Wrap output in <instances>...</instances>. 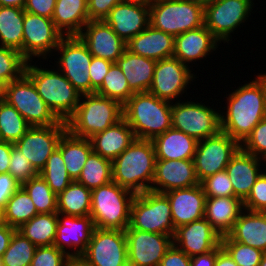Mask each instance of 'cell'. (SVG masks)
Instances as JSON below:
<instances>
[{
  "label": "cell",
  "mask_w": 266,
  "mask_h": 266,
  "mask_svg": "<svg viewBox=\"0 0 266 266\" xmlns=\"http://www.w3.org/2000/svg\"><path fill=\"white\" fill-rule=\"evenodd\" d=\"M76 181L90 190L110 183L113 181L112 162L92 151Z\"/></svg>",
  "instance_id": "38"
},
{
  "label": "cell",
  "mask_w": 266,
  "mask_h": 266,
  "mask_svg": "<svg viewBox=\"0 0 266 266\" xmlns=\"http://www.w3.org/2000/svg\"><path fill=\"white\" fill-rule=\"evenodd\" d=\"M52 20L64 36L78 35L89 22L88 0H57Z\"/></svg>",
  "instance_id": "33"
},
{
  "label": "cell",
  "mask_w": 266,
  "mask_h": 266,
  "mask_svg": "<svg viewBox=\"0 0 266 266\" xmlns=\"http://www.w3.org/2000/svg\"><path fill=\"white\" fill-rule=\"evenodd\" d=\"M126 229L173 236L175 227L167 196L151 190L136 194L131 205L130 224Z\"/></svg>",
  "instance_id": "8"
},
{
  "label": "cell",
  "mask_w": 266,
  "mask_h": 266,
  "mask_svg": "<svg viewBox=\"0 0 266 266\" xmlns=\"http://www.w3.org/2000/svg\"><path fill=\"white\" fill-rule=\"evenodd\" d=\"M192 72L189 66L174 57L159 60L156 62L148 92L159 99L179 101V96L187 92L189 83L196 79Z\"/></svg>",
  "instance_id": "17"
},
{
  "label": "cell",
  "mask_w": 266,
  "mask_h": 266,
  "mask_svg": "<svg viewBox=\"0 0 266 266\" xmlns=\"http://www.w3.org/2000/svg\"><path fill=\"white\" fill-rule=\"evenodd\" d=\"M37 214L32 199L22 186L12 195L4 207L6 224L16 229Z\"/></svg>",
  "instance_id": "39"
},
{
  "label": "cell",
  "mask_w": 266,
  "mask_h": 266,
  "mask_svg": "<svg viewBox=\"0 0 266 266\" xmlns=\"http://www.w3.org/2000/svg\"><path fill=\"white\" fill-rule=\"evenodd\" d=\"M89 52L98 58L115 63L126 50V43L104 20L89 21L78 34Z\"/></svg>",
  "instance_id": "20"
},
{
  "label": "cell",
  "mask_w": 266,
  "mask_h": 266,
  "mask_svg": "<svg viewBox=\"0 0 266 266\" xmlns=\"http://www.w3.org/2000/svg\"><path fill=\"white\" fill-rule=\"evenodd\" d=\"M221 246L238 266H259L264 254L261 250L234 241L228 234L222 236Z\"/></svg>",
  "instance_id": "46"
},
{
  "label": "cell",
  "mask_w": 266,
  "mask_h": 266,
  "mask_svg": "<svg viewBox=\"0 0 266 266\" xmlns=\"http://www.w3.org/2000/svg\"><path fill=\"white\" fill-rule=\"evenodd\" d=\"M200 184L206 197H236L226 170L207 177Z\"/></svg>",
  "instance_id": "48"
},
{
  "label": "cell",
  "mask_w": 266,
  "mask_h": 266,
  "mask_svg": "<svg viewBox=\"0 0 266 266\" xmlns=\"http://www.w3.org/2000/svg\"><path fill=\"white\" fill-rule=\"evenodd\" d=\"M156 60L125 50L116 64L121 68L134 93L147 92L152 84Z\"/></svg>",
  "instance_id": "32"
},
{
  "label": "cell",
  "mask_w": 266,
  "mask_h": 266,
  "mask_svg": "<svg viewBox=\"0 0 266 266\" xmlns=\"http://www.w3.org/2000/svg\"><path fill=\"white\" fill-rule=\"evenodd\" d=\"M159 266H191L190 256L172 244Z\"/></svg>",
  "instance_id": "55"
},
{
  "label": "cell",
  "mask_w": 266,
  "mask_h": 266,
  "mask_svg": "<svg viewBox=\"0 0 266 266\" xmlns=\"http://www.w3.org/2000/svg\"><path fill=\"white\" fill-rule=\"evenodd\" d=\"M221 238V234L205 218H202L176 228L173 244L191 257L219 247Z\"/></svg>",
  "instance_id": "21"
},
{
  "label": "cell",
  "mask_w": 266,
  "mask_h": 266,
  "mask_svg": "<svg viewBox=\"0 0 266 266\" xmlns=\"http://www.w3.org/2000/svg\"><path fill=\"white\" fill-rule=\"evenodd\" d=\"M13 145L10 142L0 141V174L8 173Z\"/></svg>",
  "instance_id": "57"
},
{
  "label": "cell",
  "mask_w": 266,
  "mask_h": 266,
  "mask_svg": "<svg viewBox=\"0 0 266 266\" xmlns=\"http://www.w3.org/2000/svg\"><path fill=\"white\" fill-rule=\"evenodd\" d=\"M6 225L4 216V207L0 206V227Z\"/></svg>",
  "instance_id": "66"
},
{
  "label": "cell",
  "mask_w": 266,
  "mask_h": 266,
  "mask_svg": "<svg viewBox=\"0 0 266 266\" xmlns=\"http://www.w3.org/2000/svg\"><path fill=\"white\" fill-rule=\"evenodd\" d=\"M135 193L114 181L91 190L90 217L96 228L125 230Z\"/></svg>",
  "instance_id": "6"
},
{
  "label": "cell",
  "mask_w": 266,
  "mask_h": 266,
  "mask_svg": "<svg viewBox=\"0 0 266 266\" xmlns=\"http://www.w3.org/2000/svg\"><path fill=\"white\" fill-rule=\"evenodd\" d=\"M31 126L25 118L5 100L0 101V141L15 143Z\"/></svg>",
  "instance_id": "40"
},
{
  "label": "cell",
  "mask_w": 266,
  "mask_h": 266,
  "mask_svg": "<svg viewBox=\"0 0 266 266\" xmlns=\"http://www.w3.org/2000/svg\"><path fill=\"white\" fill-rule=\"evenodd\" d=\"M63 36L52 19L24 11L23 56L28 61L51 57Z\"/></svg>",
  "instance_id": "15"
},
{
  "label": "cell",
  "mask_w": 266,
  "mask_h": 266,
  "mask_svg": "<svg viewBox=\"0 0 266 266\" xmlns=\"http://www.w3.org/2000/svg\"><path fill=\"white\" fill-rule=\"evenodd\" d=\"M241 148L266 161V117L255 126L252 133L241 144Z\"/></svg>",
  "instance_id": "49"
},
{
  "label": "cell",
  "mask_w": 266,
  "mask_h": 266,
  "mask_svg": "<svg viewBox=\"0 0 266 266\" xmlns=\"http://www.w3.org/2000/svg\"><path fill=\"white\" fill-rule=\"evenodd\" d=\"M175 37L149 25L126 43L129 52L156 61L173 57Z\"/></svg>",
  "instance_id": "27"
},
{
  "label": "cell",
  "mask_w": 266,
  "mask_h": 266,
  "mask_svg": "<svg viewBox=\"0 0 266 266\" xmlns=\"http://www.w3.org/2000/svg\"><path fill=\"white\" fill-rule=\"evenodd\" d=\"M226 95V112H220L221 131L242 144L266 117V84L260 75Z\"/></svg>",
  "instance_id": "1"
},
{
  "label": "cell",
  "mask_w": 266,
  "mask_h": 266,
  "mask_svg": "<svg viewBox=\"0 0 266 266\" xmlns=\"http://www.w3.org/2000/svg\"><path fill=\"white\" fill-rule=\"evenodd\" d=\"M123 118V106L96 93L81 95L75 113L66 121L67 130L76 137L90 139Z\"/></svg>",
  "instance_id": "5"
},
{
  "label": "cell",
  "mask_w": 266,
  "mask_h": 266,
  "mask_svg": "<svg viewBox=\"0 0 266 266\" xmlns=\"http://www.w3.org/2000/svg\"><path fill=\"white\" fill-rule=\"evenodd\" d=\"M149 19L155 29L176 37L204 25V8L192 0H155Z\"/></svg>",
  "instance_id": "7"
},
{
  "label": "cell",
  "mask_w": 266,
  "mask_h": 266,
  "mask_svg": "<svg viewBox=\"0 0 266 266\" xmlns=\"http://www.w3.org/2000/svg\"><path fill=\"white\" fill-rule=\"evenodd\" d=\"M7 82L0 78V101H3L5 98Z\"/></svg>",
  "instance_id": "64"
},
{
  "label": "cell",
  "mask_w": 266,
  "mask_h": 266,
  "mask_svg": "<svg viewBox=\"0 0 266 266\" xmlns=\"http://www.w3.org/2000/svg\"><path fill=\"white\" fill-rule=\"evenodd\" d=\"M24 9L0 6V46L10 47L23 55Z\"/></svg>",
  "instance_id": "36"
},
{
  "label": "cell",
  "mask_w": 266,
  "mask_h": 266,
  "mask_svg": "<svg viewBox=\"0 0 266 266\" xmlns=\"http://www.w3.org/2000/svg\"><path fill=\"white\" fill-rule=\"evenodd\" d=\"M28 60L22 53L10 47L0 46V78L7 83L25 74Z\"/></svg>",
  "instance_id": "45"
},
{
  "label": "cell",
  "mask_w": 266,
  "mask_h": 266,
  "mask_svg": "<svg viewBox=\"0 0 266 266\" xmlns=\"http://www.w3.org/2000/svg\"><path fill=\"white\" fill-rule=\"evenodd\" d=\"M17 229L9 225L0 227V258L9 246L12 235Z\"/></svg>",
  "instance_id": "59"
},
{
  "label": "cell",
  "mask_w": 266,
  "mask_h": 266,
  "mask_svg": "<svg viewBox=\"0 0 266 266\" xmlns=\"http://www.w3.org/2000/svg\"><path fill=\"white\" fill-rule=\"evenodd\" d=\"M25 74L59 120L66 122L75 113L81 94L57 68H42L41 65L39 68L38 65H32V61H28Z\"/></svg>",
  "instance_id": "4"
},
{
  "label": "cell",
  "mask_w": 266,
  "mask_h": 266,
  "mask_svg": "<svg viewBox=\"0 0 266 266\" xmlns=\"http://www.w3.org/2000/svg\"><path fill=\"white\" fill-rule=\"evenodd\" d=\"M22 187L32 199L38 214L57 213V194L40 175L31 178Z\"/></svg>",
  "instance_id": "42"
},
{
  "label": "cell",
  "mask_w": 266,
  "mask_h": 266,
  "mask_svg": "<svg viewBox=\"0 0 266 266\" xmlns=\"http://www.w3.org/2000/svg\"><path fill=\"white\" fill-rule=\"evenodd\" d=\"M253 6V0H218L204 8V25L220 42L228 43L231 33L249 19Z\"/></svg>",
  "instance_id": "13"
},
{
  "label": "cell",
  "mask_w": 266,
  "mask_h": 266,
  "mask_svg": "<svg viewBox=\"0 0 266 266\" xmlns=\"http://www.w3.org/2000/svg\"><path fill=\"white\" fill-rule=\"evenodd\" d=\"M113 63L109 60L92 57L89 66V76L91 80V94L95 93L102 85L105 75L108 73Z\"/></svg>",
  "instance_id": "52"
},
{
  "label": "cell",
  "mask_w": 266,
  "mask_h": 266,
  "mask_svg": "<svg viewBox=\"0 0 266 266\" xmlns=\"http://www.w3.org/2000/svg\"><path fill=\"white\" fill-rule=\"evenodd\" d=\"M171 205L173 226L176 228L204 218L206 195L201 184L164 193Z\"/></svg>",
  "instance_id": "23"
},
{
  "label": "cell",
  "mask_w": 266,
  "mask_h": 266,
  "mask_svg": "<svg viewBox=\"0 0 266 266\" xmlns=\"http://www.w3.org/2000/svg\"><path fill=\"white\" fill-rule=\"evenodd\" d=\"M54 52L59 59L56 68L72 83L81 94H91L89 66L93 55L78 35L63 36Z\"/></svg>",
  "instance_id": "9"
},
{
  "label": "cell",
  "mask_w": 266,
  "mask_h": 266,
  "mask_svg": "<svg viewBox=\"0 0 266 266\" xmlns=\"http://www.w3.org/2000/svg\"><path fill=\"white\" fill-rule=\"evenodd\" d=\"M221 42L203 25L175 37L173 57L189 66L203 60L218 48Z\"/></svg>",
  "instance_id": "26"
},
{
  "label": "cell",
  "mask_w": 266,
  "mask_h": 266,
  "mask_svg": "<svg viewBox=\"0 0 266 266\" xmlns=\"http://www.w3.org/2000/svg\"><path fill=\"white\" fill-rule=\"evenodd\" d=\"M228 235L236 242L266 253V215L244 209Z\"/></svg>",
  "instance_id": "31"
},
{
  "label": "cell",
  "mask_w": 266,
  "mask_h": 266,
  "mask_svg": "<svg viewBox=\"0 0 266 266\" xmlns=\"http://www.w3.org/2000/svg\"><path fill=\"white\" fill-rule=\"evenodd\" d=\"M152 142L156 160H193L198 143L194 137L172 127Z\"/></svg>",
  "instance_id": "29"
},
{
  "label": "cell",
  "mask_w": 266,
  "mask_h": 266,
  "mask_svg": "<svg viewBox=\"0 0 266 266\" xmlns=\"http://www.w3.org/2000/svg\"><path fill=\"white\" fill-rule=\"evenodd\" d=\"M171 104L148 91L134 93L123 105V118L136 139L153 140L172 127Z\"/></svg>",
  "instance_id": "3"
},
{
  "label": "cell",
  "mask_w": 266,
  "mask_h": 266,
  "mask_svg": "<svg viewBox=\"0 0 266 266\" xmlns=\"http://www.w3.org/2000/svg\"><path fill=\"white\" fill-rule=\"evenodd\" d=\"M95 93L118 101L122 106L134 94L129 87L124 73L116 63L111 65L101 87Z\"/></svg>",
  "instance_id": "41"
},
{
  "label": "cell",
  "mask_w": 266,
  "mask_h": 266,
  "mask_svg": "<svg viewBox=\"0 0 266 266\" xmlns=\"http://www.w3.org/2000/svg\"><path fill=\"white\" fill-rule=\"evenodd\" d=\"M57 219L56 238L53 245L69 257H81L95 229L93 219L89 215L71 216L61 213H57Z\"/></svg>",
  "instance_id": "19"
},
{
  "label": "cell",
  "mask_w": 266,
  "mask_h": 266,
  "mask_svg": "<svg viewBox=\"0 0 266 266\" xmlns=\"http://www.w3.org/2000/svg\"><path fill=\"white\" fill-rule=\"evenodd\" d=\"M20 187V184L9 173L0 174V206L5 207L7 201Z\"/></svg>",
  "instance_id": "56"
},
{
  "label": "cell",
  "mask_w": 266,
  "mask_h": 266,
  "mask_svg": "<svg viewBox=\"0 0 266 266\" xmlns=\"http://www.w3.org/2000/svg\"><path fill=\"white\" fill-rule=\"evenodd\" d=\"M124 3L138 4L142 6H150L153 0H121Z\"/></svg>",
  "instance_id": "63"
},
{
  "label": "cell",
  "mask_w": 266,
  "mask_h": 266,
  "mask_svg": "<svg viewBox=\"0 0 266 266\" xmlns=\"http://www.w3.org/2000/svg\"><path fill=\"white\" fill-rule=\"evenodd\" d=\"M262 162H265L263 164ZM262 164V165H261ZM264 165V166H263ZM266 166V161L240 148L232 157L226 167V171L231 180L234 195L244 202L251 193L257 178L263 172L260 169Z\"/></svg>",
  "instance_id": "25"
},
{
  "label": "cell",
  "mask_w": 266,
  "mask_h": 266,
  "mask_svg": "<svg viewBox=\"0 0 266 266\" xmlns=\"http://www.w3.org/2000/svg\"><path fill=\"white\" fill-rule=\"evenodd\" d=\"M243 210V202L237 197H206L204 218L224 236L233 229Z\"/></svg>",
  "instance_id": "30"
},
{
  "label": "cell",
  "mask_w": 266,
  "mask_h": 266,
  "mask_svg": "<svg viewBox=\"0 0 266 266\" xmlns=\"http://www.w3.org/2000/svg\"><path fill=\"white\" fill-rule=\"evenodd\" d=\"M81 257L91 266H129L125 232L95 227Z\"/></svg>",
  "instance_id": "14"
},
{
  "label": "cell",
  "mask_w": 266,
  "mask_h": 266,
  "mask_svg": "<svg viewBox=\"0 0 266 266\" xmlns=\"http://www.w3.org/2000/svg\"><path fill=\"white\" fill-rule=\"evenodd\" d=\"M26 0H0V6L23 8Z\"/></svg>",
  "instance_id": "61"
},
{
  "label": "cell",
  "mask_w": 266,
  "mask_h": 266,
  "mask_svg": "<svg viewBox=\"0 0 266 266\" xmlns=\"http://www.w3.org/2000/svg\"><path fill=\"white\" fill-rule=\"evenodd\" d=\"M68 258L54 245L36 247L30 266H66Z\"/></svg>",
  "instance_id": "50"
},
{
  "label": "cell",
  "mask_w": 266,
  "mask_h": 266,
  "mask_svg": "<svg viewBox=\"0 0 266 266\" xmlns=\"http://www.w3.org/2000/svg\"><path fill=\"white\" fill-rule=\"evenodd\" d=\"M39 175L57 195L73 181L67 173L64 159L58 148L49 156Z\"/></svg>",
  "instance_id": "43"
},
{
  "label": "cell",
  "mask_w": 266,
  "mask_h": 266,
  "mask_svg": "<svg viewBox=\"0 0 266 266\" xmlns=\"http://www.w3.org/2000/svg\"><path fill=\"white\" fill-rule=\"evenodd\" d=\"M66 266H91L82 257H69Z\"/></svg>",
  "instance_id": "62"
},
{
  "label": "cell",
  "mask_w": 266,
  "mask_h": 266,
  "mask_svg": "<svg viewBox=\"0 0 266 266\" xmlns=\"http://www.w3.org/2000/svg\"><path fill=\"white\" fill-rule=\"evenodd\" d=\"M195 3H197L198 5L202 6L203 8H205L206 6H209L213 3H215L218 0H192Z\"/></svg>",
  "instance_id": "65"
},
{
  "label": "cell",
  "mask_w": 266,
  "mask_h": 266,
  "mask_svg": "<svg viewBox=\"0 0 266 266\" xmlns=\"http://www.w3.org/2000/svg\"><path fill=\"white\" fill-rule=\"evenodd\" d=\"M129 266H159L173 244V236L137 229L124 230Z\"/></svg>",
  "instance_id": "18"
},
{
  "label": "cell",
  "mask_w": 266,
  "mask_h": 266,
  "mask_svg": "<svg viewBox=\"0 0 266 266\" xmlns=\"http://www.w3.org/2000/svg\"><path fill=\"white\" fill-rule=\"evenodd\" d=\"M66 131L67 124L61 120L55 125L31 126L14 145L40 173Z\"/></svg>",
  "instance_id": "16"
},
{
  "label": "cell",
  "mask_w": 266,
  "mask_h": 266,
  "mask_svg": "<svg viewBox=\"0 0 266 266\" xmlns=\"http://www.w3.org/2000/svg\"><path fill=\"white\" fill-rule=\"evenodd\" d=\"M36 246L17 230L1 256L3 266H30Z\"/></svg>",
  "instance_id": "44"
},
{
  "label": "cell",
  "mask_w": 266,
  "mask_h": 266,
  "mask_svg": "<svg viewBox=\"0 0 266 266\" xmlns=\"http://www.w3.org/2000/svg\"><path fill=\"white\" fill-rule=\"evenodd\" d=\"M91 212V190L72 181L57 195V213L71 216H87Z\"/></svg>",
  "instance_id": "37"
},
{
  "label": "cell",
  "mask_w": 266,
  "mask_h": 266,
  "mask_svg": "<svg viewBox=\"0 0 266 266\" xmlns=\"http://www.w3.org/2000/svg\"><path fill=\"white\" fill-rule=\"evenodd\" d=\"M259 266H266V253L263 254Z\"/></svg>",
  "instance_id": "67"
},
{
  "label": "cell",
  "mask_w": 266,
  "mask_h": 266,
  "mask_svg": "<svg viewBox=\"0 0 266 266\" xmlns=\"http://www.w3.org/2000/svg\"><path fill=\"white\" fill-rule=\"evenodd\" d=\"M156 155L152 140L136 139L112 161L113 181L135 194L151 189Z\"/></svg>",
  "instance_id": "2"
},
{
  "label": "cell",
  "mask_w": 266,
  "mask_h": 266,
  "mask_svg": "<svg viewBox=\"0 0 266 266\" xmlns=\"http://www.w3.org/2000/svg\"><path fill=\"white\" fill-rule=\"evenodd\" d=\"M0 266H3V264H2V259L0 258Z\"/></svg>",
  "instance_id": "69"
},
{
  "label": "cell",
  "mask_w": 266,
  "mask_h": 266,
  "mask_svg": "<svg viewBox=\"0 0 266 266\" xmlns=\"http://www.w3.org/2000/svg\"><path fill=\"white\" fill-rule=\"evenodd\" d=\"M172 102V128L194 137L197 141L216 135L220 130V110L201 102ZM174 103V104H173Z\"/></svg>",
  "instance_id": "11"
},
{
  "label": "cell",
  "mask_w": 266,
  "mask_h": 266,
  "mask_svg": "<svg viewBox=\"0 0 266 266\" xmlns=\"http://www.w3.org/2000/svg\"><path fill=\"white\" fill-rule=\"evenodd\" d=\"M57 213H40L23 223L17 231L36 247L52 246L56 238Z\"/></svg>",
  "instance_id": "35"
},
{
  "label": "cell",
  "mask_w": 266,
  "mask_h": 266,
  "mask_svg": "<svg viewBox=\"0 0 266 266\" xmlns=\"http://www.w3.org/2000/svg\"><path fill=\"white\" fill-rule=\"evenodd\" d=\"M104 21L127 43L150 25L149 6L120 2Z\"/></svg>",
  "instance_id": "24"
},
{
  "label": "cell",
  "mask_w": 266,
  "mask_h": 266,
  "mask_svg": "<svg viewBox=\"0 0 266 266\" xmlns=\"http://www.w3.org/2000/svg\"><path fill=\"white\" fill-rule=\"evenodd\" d=\"M198 184L193 160H156L151 191L166 193Z\"/></svg>",
  "instance_id": "22"
},
{
  "label": "cell",
  "mask_w": 266,
  "mask_h": 266,
  "mask_svg": "<svg viewBox=\"0 0 266 266\" xmlns=\"http://www.w3.org/2000/svg\"><path fill=\"white\" fill-rule=\"evenodd\" d=\"M217 259V248L204 254L190 257L191 266H214Z\"/></svg>",
  "instance_id": "58"
},
{
  "label": "cell",
  "mask_w": 266,
  "mask_h": 266,
  "mask_svg": "<svg viewBox=\"0 0 266 266\" xmlns=\"http://www.w3.org/2000/svg\"><path fill=\"white\" fill-rule=\"evenodd\" d=\"M8 173L15 178L20 186L39 175V172L15 145L12 146Z\"/></svg>",
  "instance_id": "47"
},
{
  "label": "cell",
  "mask_w": 266,
  "mask_h": 266,
  "mask_svg": "<svg viewBox=\"0 0 266 266\" xmlns=\"http://www.w3.org/2000/svg\"><path fill=\"white\" fill-rule=\"evenodd\" d=\"M57 148L61 151L68 175L76 181L88 156L93 151L90 139L76 137L67 130L62 135Z\"/></svg>",
  "instance_id": "34"
},
{
  "label": "cell",
  "mask_w": 266,
  "mask_h": 266,
  "mask_svg": "<svg viewBox=\"0 0 266 266\" xmlns=\"http://www.w3.org/2000/svg\"><path fill=\"white\" fill-rule=\"evenodd\" d=\"M121 0H88L89 21L104 20Z\"/></svg>",
  "instance_id": "53"
},
{
  "label": "cell",
  "mask_w": 266,
  "mask_h": 266,
  "mask_svg": "<svg viewBox=\"0 0 266 266\" xmlns=\"http://www.w3.org/2000/svg\"><path fill=\"white\" fill-rule=\"evenodd\" d=\"M259 75H260V77L263 79V81L266 84V73H264V74L260 73Z\"/></svg>",
  "instance_id": "68"
},
{
  "label": "cell",
  "mask_w": 266,
  "mask_h": 266,
  "mask_svg": "<svg viewBox=\"0 0 266 266\" xmlns=\"http://www.w3.org/2000/svg\"><path fill=\"white\" fill-rule=\"evenodd\" d=\"M240 148L241 144L238 141L221 130L216 135L199 140L193 157L199 182L226 170L228 163Z\"/></svg>",
  "instance_id": "12"
},
{
  "label": "cell",
  "mask_w": 266,
  "mask_h": 266,
  "mask_svg": "<svg viewBox=\"0 0 266 266\" xmlns=\"http://www.w3.org/2000/svg\"><path fill=\"white\" fill-rule=\"evenodd\" d=\"M214 266H238L227 251L220 245L217 247V259Z\"/></svg>",
  "instance_id": "60"
},
{
  "label": "cell",
  "mask_w": 266,
  "mask_h": 266,
  "mask_svg": "<svg viewBox=\"0 0 266 266\" xmlns=\"http://www.w3.org/2000/svg\"><path fill=\"white\" fill-rule=\"evenodd\" d=\"M57 0H26L24 11L52 19Z\"/></svg>",
  "instance_id": "54"
},
{
  "label": "cell",
  "mask_w": 266,
  "mask_h": 266,
  "mask_svg": "<svg viewBox=\"0 0 266 266\" xmlns=\"http://www.w3.org/2000/svg\"><path fill=\"white\" fill-rule=\"evenodd\" d=\"M4 100L12 105L30 126H50L60 121L26 74L7 84Z\"/></svg>",
  "instance_id": "10"
},
{
  "label": "cell",
  "mask_w": 266,
  "mask_h": 266,
  "mask_svg": "<svg viewBox=\"0 0 266 266\" xmlns=\"http://www.w3.org/2000/svg\"><path fill=\"white\" fill-rule=\"evenodd\" d=\"M243 207L252 212L266 211V169L257 178L251 193L243 202Z\"/></svg>",
  "instance_id": "51"
},
{
  "label": "cell",
  "mask_w": 266,
  "mask_h": 266,
  "mask_svg": "<svg viewBox=\"0 0 266 266\" xmlns=\"http://www.w3.org/2000/svg\"><path fill=\"white\" fill-rule=\"evenodd\" d=\"M135 140L134 132L124 118L90 138L93 151L111 162Z\"/></svg>",
  "instance_id": "28"
}]
</instances>
